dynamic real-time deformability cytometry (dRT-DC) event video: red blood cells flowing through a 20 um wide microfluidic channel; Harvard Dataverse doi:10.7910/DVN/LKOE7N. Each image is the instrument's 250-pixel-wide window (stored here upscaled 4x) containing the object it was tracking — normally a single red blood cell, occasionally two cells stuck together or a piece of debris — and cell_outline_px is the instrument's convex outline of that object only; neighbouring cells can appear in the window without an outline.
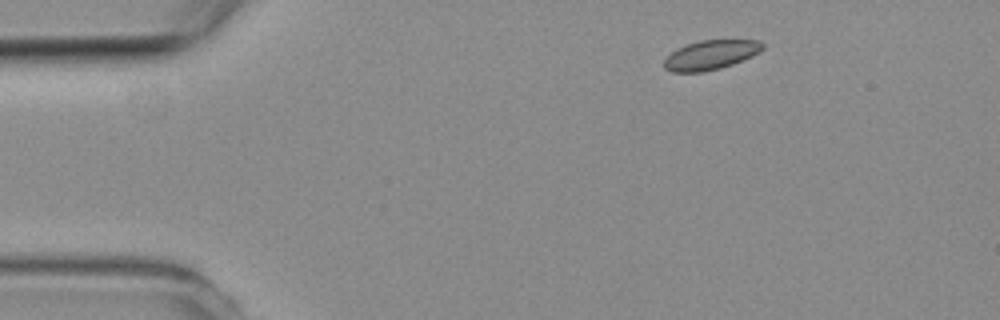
{"species": "common noctule bat (a hibernating species)", "species_latin": "Nyctalus noctula", "temperature_condition": "room temperature", "stored_images_in_passage": 3, "camera_frame_rate_fps": 3000, "um_per_image_px": 0.085, "animal": {"sex": "female", "body_mass_g": 19.3, "forearm_length_mm": 54.1}, "frame": {"image": 1, "passage_image": 1, "time_ms": 0.0, "image_size_px": [1000, 320], "cell_outline_px": [[764, 48], [760, 52], [752, 56], [732, 64], [720, 68], [700, 72], [672, 72], [664, 68], [664, 60], [676, 48], [700, 40], [760, 40], [764, 44]], "centroid_in_image_um": [60.42, 4.66], "position_along_channel_um": 24.6, "area_um2": 16.82}}
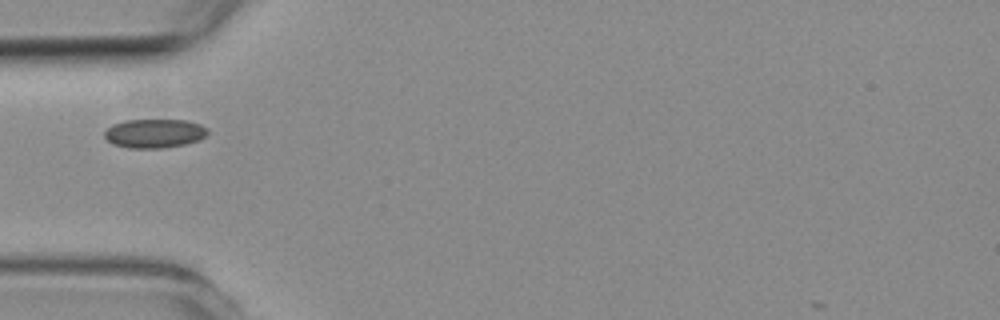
{"frame": {"image": 2, "passage_image": 3, "time_ms": 3.0, "image_size_px": [1000, 320], "cell_outline_px": [[208, 132], [200, 140], [184, 144], [160, 148], [128, 148], [112, 144], [104, 136], [104, 132], [112, 124], [124, 120], [188, 120], [200, 124], [208, 128]], "centroid_in_image_um": [13.12, 11.33], "position_along_channel_um": 71.9, "area_um2": 17.46}}